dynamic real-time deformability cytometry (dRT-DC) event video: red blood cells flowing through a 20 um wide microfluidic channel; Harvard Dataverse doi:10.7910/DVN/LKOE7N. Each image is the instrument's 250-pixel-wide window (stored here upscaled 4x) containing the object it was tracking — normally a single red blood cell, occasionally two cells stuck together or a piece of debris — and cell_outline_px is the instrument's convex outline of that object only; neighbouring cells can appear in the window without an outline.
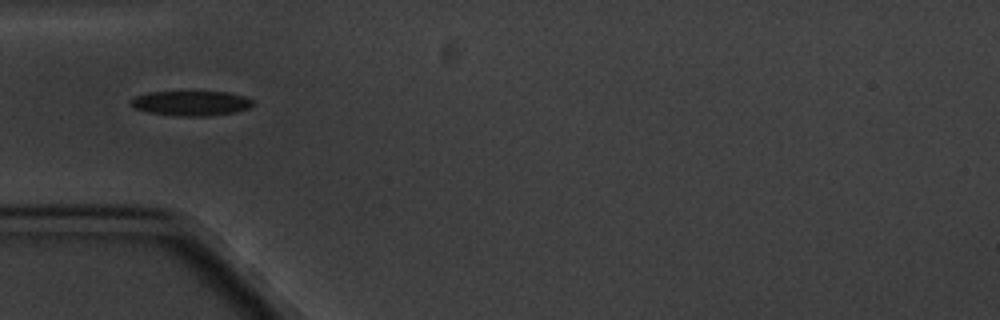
{"species": "common noctule bat (a hibernating species)", "species_latin": "Nyctalus noctula", "temperature_condition": "cold", "stored_images_in_passage": 7, "camera_frame_rate_fps": 3000, "um_per_image_px": 0.085, "animal": {"sex": "male", "body_mass_g": 20.1, "forearm_length_mm": 53.5}, "frame": {"image": 1, "passage_image": 5, "time_ms": 4.667, "image_size_px": [1000, 320], "cell_outline_px": [[252, 104], [248, 108], [236, 112], [208, 116], [176, 116], [148, 112], [132, 108], [128, 104], [128, 100], [136, 96], [148, 92], [228, 92], [244, 96], [252, 100]], "centroid_in_image_um": [16.17, 8.78], "position_along_channel_um": 68.8, "area_um2": 17.8}}